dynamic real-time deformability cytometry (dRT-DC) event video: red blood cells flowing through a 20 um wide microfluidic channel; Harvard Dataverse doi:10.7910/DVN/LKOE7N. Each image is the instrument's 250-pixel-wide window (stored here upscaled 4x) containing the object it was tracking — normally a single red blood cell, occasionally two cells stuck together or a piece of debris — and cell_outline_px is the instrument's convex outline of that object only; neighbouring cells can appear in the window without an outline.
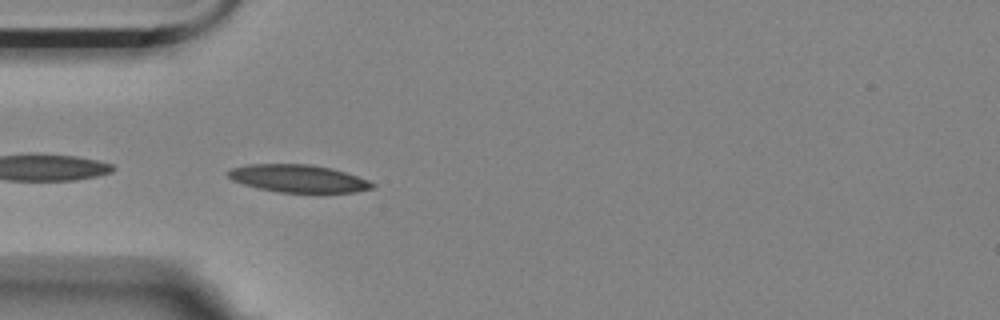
{"species": "Egyptian fruit bat (a non-hibernating species)", "species_latin": "Rousettus aegyptiacus", "temperature_condition": "room temperature", "stored_images_in_passage": 5, "camera_frame_rate_fps": 3000, "um_per_image_px": 0.085, "animal": {"sex": "female"}, "frame": {"image": 1, "passage_image": 4, "time_ms": 1.0, "image_size_px": [1000, 320], "cell_outline_px": [[376, 188], [356, 192], [280, 192], [260, 188], [244, 184], [232, 180], [224, 172], [232, 168], [248, 164], [312, 164], [332, 168], [368, 180], [376, 184]], "centroid_in_image_um": [25.36, 15.16], "position_along_channel_um": 59.6, "area_um2": 23.18}}